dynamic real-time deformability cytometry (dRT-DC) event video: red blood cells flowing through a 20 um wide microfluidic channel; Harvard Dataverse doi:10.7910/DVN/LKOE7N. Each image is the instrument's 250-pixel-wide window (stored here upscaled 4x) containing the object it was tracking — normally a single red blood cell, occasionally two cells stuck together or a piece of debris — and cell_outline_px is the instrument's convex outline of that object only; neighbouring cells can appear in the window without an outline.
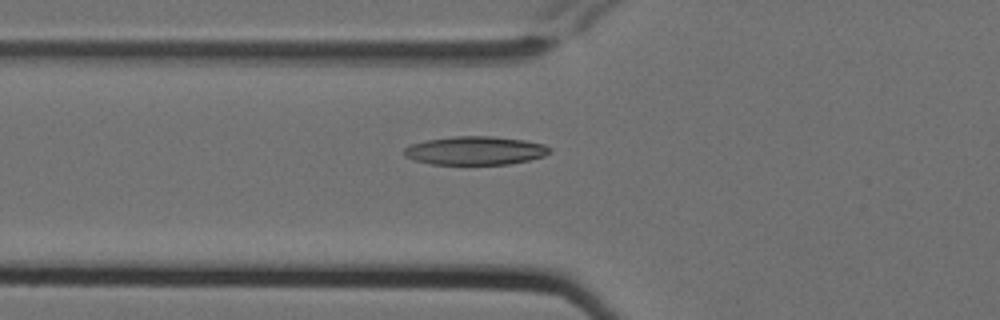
{"species": "Egyptian fruit bat (a non-hibernating species)", "species_latin": "Rousettus aegyptiacus", "temperature_condition": "cold", "stored_images_in_passage": 6, "camera_frame_rate_fps": 3000, "um_per_image_px": 0.085, "animal": {"sex": "female"}, "frame": {"image": 1, "passage_image": 6, "time_ms": 1.667, "image_size_px": [1000, 320], "cell_outline_px": [[552, 152], [544, 156], [528, 160], [508, 164], [432, 164], [412, 160], [404, 156], [404, 148], [408, 144], [424, 140], [452, 136], [492, 136], [524, 140], [544, 144], [552, 148]], "centroid_in_image_um": [40.36, 12.79], "position_along_channel_um": 85.4, "area_um2": 24.45}}